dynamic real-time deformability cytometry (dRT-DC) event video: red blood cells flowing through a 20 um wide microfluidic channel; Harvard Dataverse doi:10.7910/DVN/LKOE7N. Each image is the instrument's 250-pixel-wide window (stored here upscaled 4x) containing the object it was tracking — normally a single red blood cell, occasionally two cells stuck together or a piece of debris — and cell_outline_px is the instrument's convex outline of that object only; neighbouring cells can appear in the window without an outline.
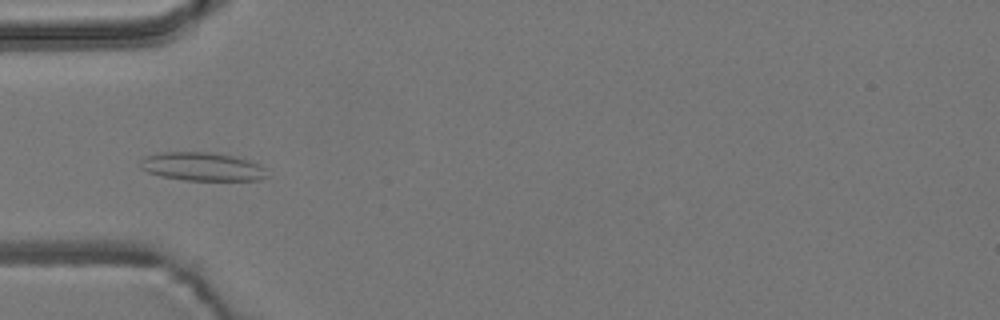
{"species": "common noctule bat (a hibernating species)", "species_latin": "Nyctalus noctula", "temperature_condition": "room temperature", "stored_images_in_passage": 6, "camera_frame_rate_fps": 3000, "um_per_image_px": 0.085, "animal": {"sex": "male", "body_mass_g": 19.2, "forearm_length_mm": 51.8}, "frame": {"image": 1, "passage_image": 5, "time_ms": 1.333, "image_size_px": [1000, 320], "cell_outline_px": [[268, 176], [260, 180], [184, 180], [160, 176], [148, 172], [140, 168], [140, 160], [144, 156], [160, 152], [212, 152], [236, 156], [248, 160], [264, 168]], "centroid_in_image_um": [17.15, 14.16], "position_along_channel_um": 67.9, "area_um2": 21.1}}